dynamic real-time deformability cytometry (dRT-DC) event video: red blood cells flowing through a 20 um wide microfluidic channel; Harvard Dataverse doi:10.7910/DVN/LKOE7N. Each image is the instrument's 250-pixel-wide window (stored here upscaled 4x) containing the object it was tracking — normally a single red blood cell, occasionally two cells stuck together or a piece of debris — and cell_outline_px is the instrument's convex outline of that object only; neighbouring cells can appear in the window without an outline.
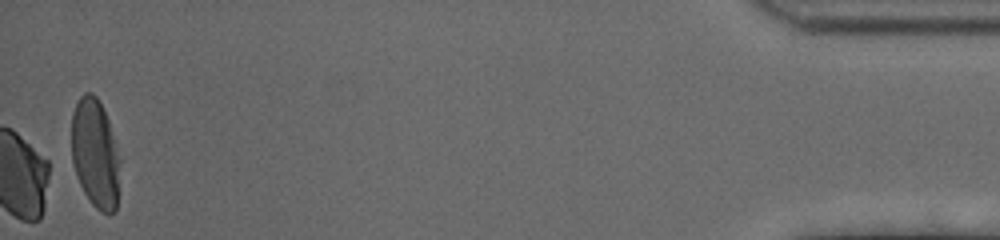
{"species": "human", "species_latin": "Homo sapiens", "temperature_condition": "cold", "stored_images_in_passage": 47, "camera_frame_rate_fps": 3000, "um_per_image_px": 0.085, "donor": {"sex": "female"}, "frame": {"image": 1, "passage_image": 47, "time_ms": 15.333, "image_size_px": [1000, 240], "cell_outline_px": [[120, 160], [116, 212], [108, 216], [100, 212], [92, 204], [84, 192], [76, 176], [72, 160], [72, 112], [80, 96], [84, 92], [92, 92], [96, 96], [108, 120]], "centroid_in_image_um": [8.09, 13.09], "position_along_channel_um": 427.1, "area_um2": 30.81}, "authors_computed_cell_mechanics": {"area_um2": 36.8764, "velocity_mm_per_s": 3.5076, "shape_relaxation_time_tau1_ms": 3.9057, "shape_relaxation_time_tau2_ms": null, "deformation_change_tau1": 0.1308, "deformation_change_tau2": null}}